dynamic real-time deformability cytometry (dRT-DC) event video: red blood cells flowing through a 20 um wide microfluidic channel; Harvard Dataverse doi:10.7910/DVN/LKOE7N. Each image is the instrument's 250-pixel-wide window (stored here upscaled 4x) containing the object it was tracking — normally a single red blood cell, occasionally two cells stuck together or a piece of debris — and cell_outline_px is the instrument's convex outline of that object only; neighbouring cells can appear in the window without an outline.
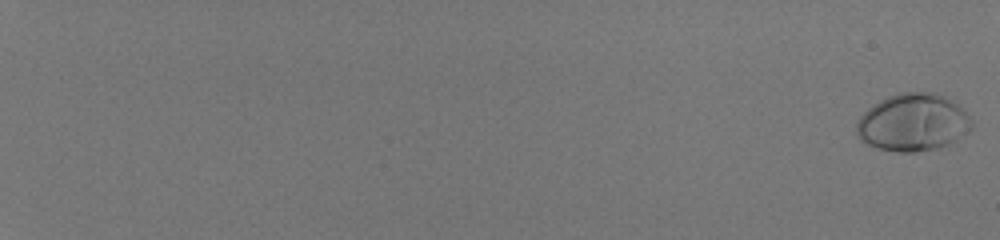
{"species": "human", "species_latin": "Homo sapiens", "temperature_condition": "room temperature", "stored_images_in_passage": 56, "camera_frame_rate_fps": 3000, "um_per_image_px": 0.085, "donor": {"sex": "male"}, "frame": {"image": 1, "passage_image": 1, "time_ms": 0.0, "image_size_px": [1000, 240], "cell_outline_px": [[972, 128], [948, 144], [940, 148], [916, 152], [896, 152], [876, 148], [860, 140], [856, 132], [856, 120], [868, 108], [880, 100], [888, 96], [900, 92], [932, 92], [956, 100], [972, 120]], "centroid_in_image_um": [77.59, 10.4], "position_along_channel_um": 7.4, "area_um2": 38.9}}
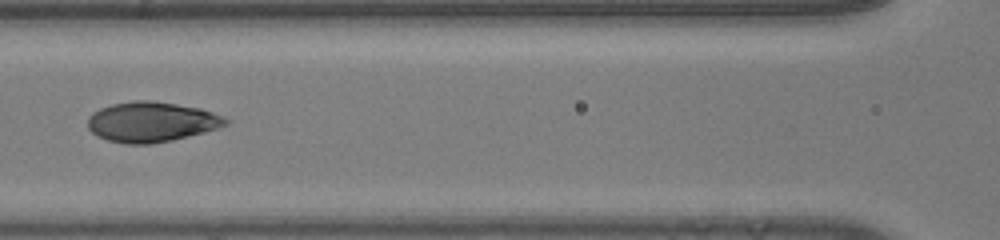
{"frame": {"image": 2, "passage_image": 33, "time_ms": 10.667, "image_size_px": [1000, 240], "cell_outline_px": [[228, 124], [204, 132], [172, 140], [152, 144], [124, 144], [108, 140], [96, 136], [88, 128], [88, 116], [92, 112], [100, 108], [112, 104], [132, 100], [152, 100], [200, 108], [224, 116], [228, 120]], "centroid_in_image_um": [12.84, 10.36], "position_along_channel_um": 153.8, "area_um2": 32.37}}
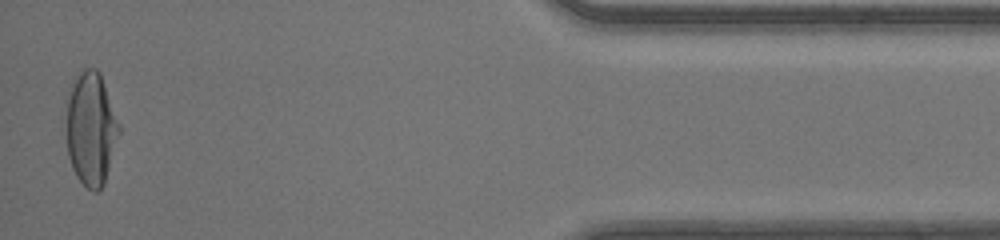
{"frame": {"image": 3, "passage_image": 56, "time_ms": 18.333, "image_size_px": [1000, 240], "cell_outline_px": [[120, 132], [104, 184], [96, 192], [92, 192], [76, 176], [72, 168], [68, 156], [64, 132], [64, 100], [72, 80], [84, 68], [96, 68], [100, 72], [120, 124]], "centroid_in_image_um": [7.67, 10.89], "position_along_channel_um": 427.5, "area_um2": 36.07}, "authors_computed_cell_mechanics": {"area_um2": 32.7148, "velocity_mm_per_s": 4.2111, "shape_relaxation_time_tau1_ms": 4.6817, "shape_relaxation_time_tau2_ms": 0.6312, "deformation_change_tau1": 0.2287, "deformation_change_tau2": 0.0375}}